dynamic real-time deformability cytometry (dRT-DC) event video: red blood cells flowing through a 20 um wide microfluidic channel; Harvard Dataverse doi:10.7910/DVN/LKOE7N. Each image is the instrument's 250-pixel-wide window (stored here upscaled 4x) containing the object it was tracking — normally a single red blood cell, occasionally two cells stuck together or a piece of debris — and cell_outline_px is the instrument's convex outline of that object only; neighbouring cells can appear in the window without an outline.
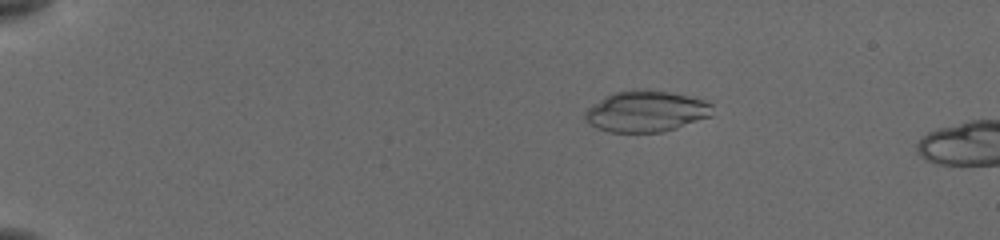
{"species": "common noctule bat (a hibernating species)", "species_latin": "Nyctalus noctula", "temperature_condition": "cold", "stored_images_in_passage": 18, "camera_frame_rate_fps": 3000, "um_per_image_px": 0.085, "animal": {"sex": "female", "body_mass_g": 19.5, "forearm_length_mm": 54.1}, "frame": {"image": 1, "passage_image": 11, "time_ms": 3.333, "image_size_px": [1000, 240], "cell_outline_px": [[712, 116], [676, 128], [660, 132], [608, 132], [596, 128], [588, 124], [584, 120], [584, 112], [588, 108], [604, 96], [616, 92], [668, 92], [688, 96], [704, 100], [712, 104]], "centroid_in_image_um": [54.89, 9.51], "position_along_channel_um": 30.1, "area_um2": 29.94}}